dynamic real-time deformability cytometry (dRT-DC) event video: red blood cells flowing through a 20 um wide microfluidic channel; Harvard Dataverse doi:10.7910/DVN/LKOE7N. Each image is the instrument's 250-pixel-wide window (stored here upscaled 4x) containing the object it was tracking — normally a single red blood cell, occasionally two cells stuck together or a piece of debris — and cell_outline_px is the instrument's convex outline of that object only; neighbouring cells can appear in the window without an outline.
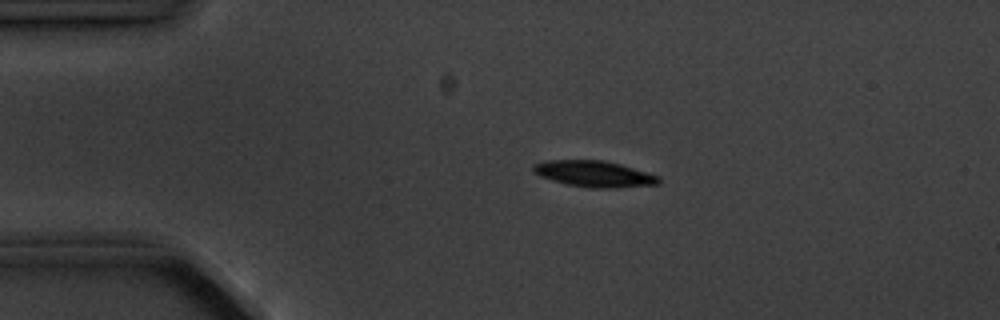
{"species": "common noctule bat (a hibernating species)", "species_latin": "Nyctalus noctula", "temperature_condition": "cold", "stored_images_in_passage": 3, "camera_frame_rate_fps": 3000, "um_per_image_px": 0.085, "animal": {"sex": "male", "body_mass_g": 20.1, "forearm_length_mm": 53.5}, "frame": {"image": 1, "passage_image": 2, "time_ms": 2.0, "image_size_px": [1000, 320], "cell_outline_px": [[660, 184], [620, 188], [592, 188], [568, 184], [540, 176], [532, 172], [532, 164], [548, 160], [604, 160], [620, 164], [660, 176]], "centroid_in_image_um": [50.52, 14.78], "position_along_channel_um": 34.5, "area_um2": 19.19}}